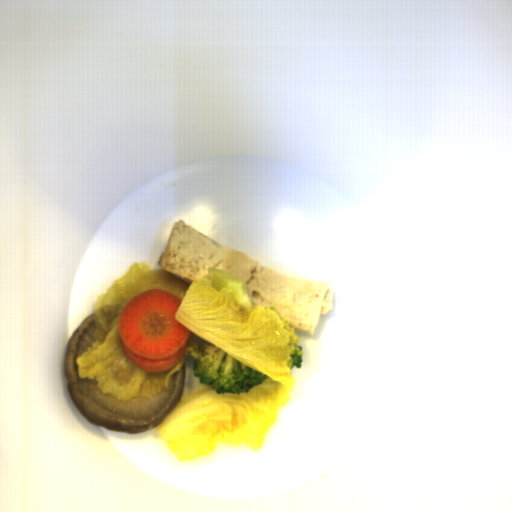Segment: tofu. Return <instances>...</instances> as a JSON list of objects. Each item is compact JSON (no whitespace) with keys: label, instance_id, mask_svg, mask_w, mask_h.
<instances>
[{"label":"tofu","instance_id":"1","mask_svg":"<svg viewBox=\"0 0 512 512\" xmlns=\"http://www.w3.org/2000/svg\"><path fill=\"white\" fill-rule=\"evenodd\" d=\"M190 287L201 277L209 279L215 268L242 279L251 300V310L263 306L289 322V327L314 335L321 314L333 308L334 291L329 282L280 274L261 266L242 250L221 246L185 222L178 221L166 248L156 263Z\"/></svg>","mask_w":512,"mask_h":512}]
</instances>
